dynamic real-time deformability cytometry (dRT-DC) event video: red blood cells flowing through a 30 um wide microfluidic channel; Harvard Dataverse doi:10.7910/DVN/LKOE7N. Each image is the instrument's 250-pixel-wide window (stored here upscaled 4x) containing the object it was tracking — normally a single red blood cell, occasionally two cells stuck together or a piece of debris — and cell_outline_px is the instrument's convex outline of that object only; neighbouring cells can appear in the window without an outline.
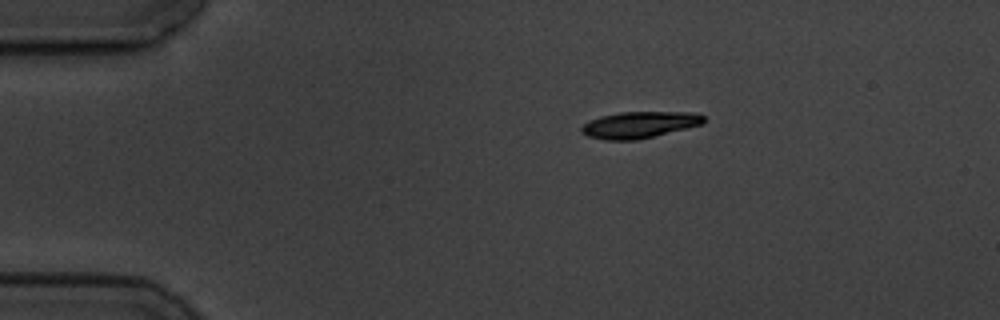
{"species": "common noctule bat (a hibernating species)", "species_latin": "Nyctalus noctula", "temperature_condition": "cold", "stored_images_in_passage": 2, "camera_frame_rate_fps": 3000, "um_per_image_px": 0.085, "animal": {"sex": "male", "body_mass_g": 19.5, "forearm_length_mm": 54.6}, "frame": {"image": 1, "passage_image": 2, "time_ms": 2.0, "image_size_px": [1000, 320], "cell_outline_px": [[704, 124], [636, 140], [604, 140], [588, 136], [580, 132], [580, 128], [588, 120], [600, 116], [620, 112], [692, 112], [704, 116]], "centroid_in_image_um": [54.31, 10.6], "position_along_channel_um": 30.7, "area_um2": 18.9}}